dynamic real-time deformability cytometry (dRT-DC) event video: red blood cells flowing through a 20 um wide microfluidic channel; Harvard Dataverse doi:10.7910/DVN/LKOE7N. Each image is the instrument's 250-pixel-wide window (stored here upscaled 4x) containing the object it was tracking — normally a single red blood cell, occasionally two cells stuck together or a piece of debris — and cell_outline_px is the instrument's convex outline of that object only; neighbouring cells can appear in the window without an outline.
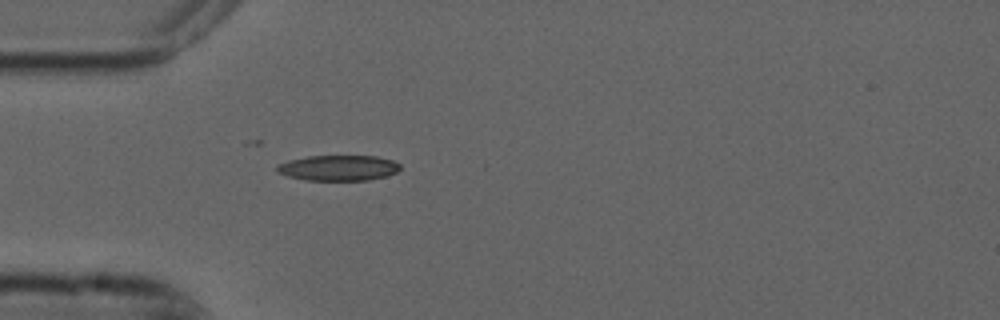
{"species": "common noctule bat (a hibernating species)", "species_latin": "Nyctalus noctula", "temperature_condition": "cold", "stored_images_in_passage": 5, "camera_frame_rate_fps": 3000, "um_per_image_px": 0.085, "animal": {"sex": "male", "forearm_length_mm": 52.5}, "frame": {"image": 1, "passage_image": 5, "time_ms": 1.333, "image_size_px": [1000, 320], "cell_outline_px": [[400, 168], [396, 172], [388, 176], [368, 180], [308, 180], [288, 176], [276, 172], [276, 164], [288, 160], [308, 156], [376, 156], [392, 160], [400, 164]], "centroid_in_image_um": [28.75, 14.27], "position_along_channel_um": 56.3, "area_um2": 18.38}}